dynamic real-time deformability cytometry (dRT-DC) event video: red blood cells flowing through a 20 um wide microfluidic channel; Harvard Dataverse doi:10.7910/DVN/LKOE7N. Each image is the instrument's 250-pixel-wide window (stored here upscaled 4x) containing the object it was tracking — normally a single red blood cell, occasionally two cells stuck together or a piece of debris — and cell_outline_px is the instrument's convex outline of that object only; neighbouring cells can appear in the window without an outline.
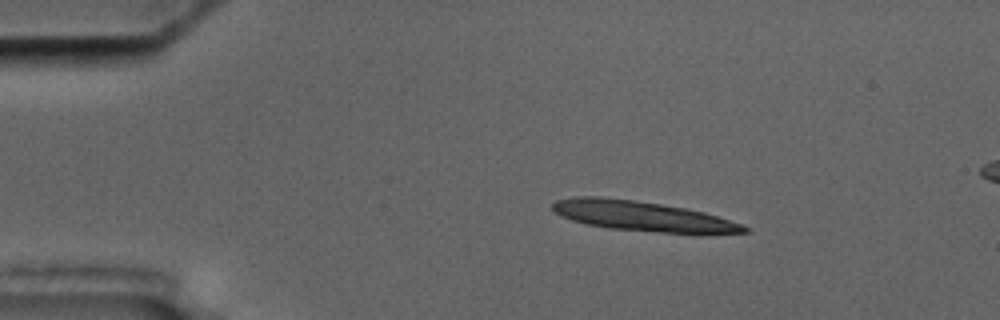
{"species": "common noctule bat (a hibernating species)", "species_latin": "Nyctalus noctula", "temperature_condition": "cold", "stored_images_in_passage": 6, "segment_of_instrument_passage": [1, 2], "camera_frame_rate_fps": 3000, "um_per_image_px": 0.085, "animal": {"sex": "male", "body_mass_g": 17.5, "forearm_length_mm": 52.3}, "frame": {"image": 1, "passage_image": 3, "time_ms": 2.333, "image_size_px": [1000, 320], "cell_outline_px": [[752, 232], [664, 232], [608, 228], [588, 224], [572, 220], [560, 216], [552, 208], [552, 204], [556, 200], [576, 196], [600, 196], [632, 200], [660, 204], [684, 208], [704, 212], [752, 228]], "centroid_in_image_um": [54.52, 18.35], "position_along_channel_um": 30.5, "area_um2": 32.6}}